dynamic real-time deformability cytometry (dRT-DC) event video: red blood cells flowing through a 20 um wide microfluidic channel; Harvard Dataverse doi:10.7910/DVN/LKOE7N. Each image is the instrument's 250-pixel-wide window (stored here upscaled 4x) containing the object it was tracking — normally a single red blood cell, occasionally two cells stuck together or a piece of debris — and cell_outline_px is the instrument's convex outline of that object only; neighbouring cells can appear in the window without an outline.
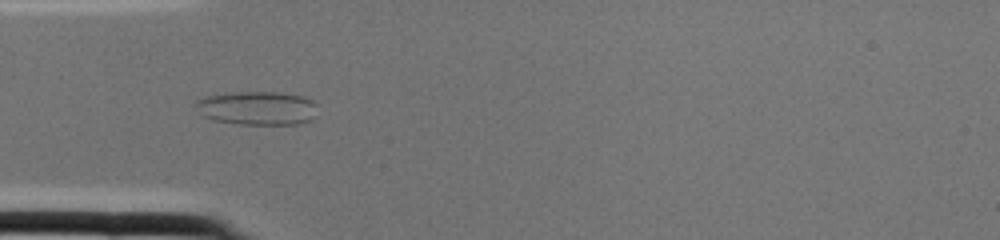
{"species": "common noctule bat (a hibernating species)", "species_latin": "Nyctalus noctula", "temperature_condition": "cold", "stored_images_in_passage": 1, "camera_frame_rate_fps": 3000, "um_per_image_px": 0.085, "animal": {"sex": "female", "body_mass_g": 22.0, "forearm_length_mm": 56.7}, "frame": {"image": 1, "passage_image": 1, "time_ms": 0.0, "image_size_px": [1000, 240], "cell_outline_px": [[316, 104], [312, 120], [296, 124], [240, 124], [212, 120], [204, 116], [192, 104], [196, 100], [204, 96], [232, 92], [276, 92], [304, 96], [312, 100]], "centroid_in_image_um": [21.82, 9.18], "position_along_channel_um": 63.2, "area_um2": 24.04}}